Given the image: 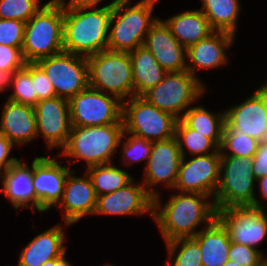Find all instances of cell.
I'll list each match as a JSON object with an SVG mask.
<instances>
[{"mask_svg": "<svg viewBox=\"0 0 267 266\" xmlns=\"http://www.w3.org/2000/svg\"><path fill=\"white\" fill-rule=\"evenodd\" d=\"M217 219L227 229L230 241L258 250L267 236V210L252 206L217 210Z\"/></svg>", "mask_w": 267, "mask_h": 266, "instance_id": "obj_13", "label": "cell"}, {"mask_svg": "<svg viewBox=\"0 0 267 266\" xmlns=\"http://www.w3.org/2000/svg\"><path fill=\"white\" fill-rule=\"evenodd\" d=\"M41 0H0V19L28 22L43 6Z\"/></svg>", "mask_w": 267, "mask_h": 266, "instance_id": "obj_36", "label": "cell"}, {"mask_svg": "<svg viewBox=\"0 0 267 266\" xmlns=\"http://www.w3.org/2000/svg\"><path fill=\"white\" fill-rule=\"evenodd\" d=\"M15 71L0 70V92L6 91L12 84Z\"/></svg>", "mask_w": 267, "mask_h": 266, "instance_id": "obj_43", "label": "cell"}, {"mask_svg": "<svg viewBox=\"0 0 267 266\" xmlns=\"http://www.w3.org/2000/svg\"><path fill=\"white\" fill-rule=\"evenodd\" d=\"M34 109L37 136L43 135L48 149H62L68 142L72 128L69 100L57 96L40 100Z\"/></svg>", "mask_w": 267, "mask_h": 266, "instance_id": "obj_17", "label": "cell"}, {"mask_svg": "<svg viewBox=\"0 0 267 266\" xmlns=\"http://www.w3.org/2000/svg\"><path fill=\"white\" fill-rule=\"evenodd\" d=\"M173 36L186 49L207 38L214 30L200 9L183 11L164 21Z\"/></svg>", "mask_w": 267, "mask_h": 266, "instance_id": "obj_26", "label": "cell"}, {"mask_svg": "<svg viewBox=\"0 0 267 266\" xmlns=\"http://www.w3.org/2000/svg\"><path fill=\"white\" fill-rule=\"evenodd\" d=\"M256 183L259 185V192L264 201L267 202V175L257 179Z\"/></svg>", "mask_w": 267, "mask_h": 266, "instance_id": "obj_44", "label": "cell"}, {"mask_svg": "<svg viewBox=\"0 0 267 266\" xmlns=\"http://www.w3.org/2000/svg\"><path fill=\"white\" fill-rule=\"evenodd\" d=\"M235 35L214 31L207 38L199 40L187 49V70L198 78L197 70L215 69L224 66L229 60L225 52L234 42ZM190 62V63H189Z\"/></svg>", "mask_w": 267, "mask_h": 266, "instance_id": "obj_21", "label": "cell"}, {"mask_svg": "<svg viewBox=\"0 0 267 266\" xmlns=\"http://www.w3.org/2000/svg\"><path fill=\"white\" fill-rule=\"evenodd\" d=\"M223 266H240V265L234 263L232 260H227Z\"/></svg>", "mask_w": 267, "mask_h": 266, "instance_id": "obj_47", "label": "cell"}, {"mask_svg": "<svg viewBox=\"0 0 267 266\" xmlns=\"http://www.w3.org/2000/svg\"><path fill=\"white\" fill-rule=\"evenodd\" d=\"M89 86L121 101L134 96L132 64L129 52L103 50L87 57Z\"/></svg>", "mask_w": 267, "mask_h": 266, "instance_id": "obj_7", "label": "cell"}, {"mask_svg": "<svg viewBox=\"0 0 267 266\" xmlns=\"http://www.w3.org/2000/svg\"><path fill=\"white\" fill-rule=\"evenodd\" d=\"M126 0L103 6H80L64 0L63 50L91 56L107 49L112 8Z\"/></svg>", "mask_w": 267, "mask_h": 266, "instance_id": "obj_2", "label": "cell"}, {"mask_svg": "<svg viewBox=\"0 0 267 266\" xmlns=\"http://www.w3.org/2000/svg\"><path fill=\"white\" fill-rule=\"evenodd\" d=\"M252 171L255 179L267 175V143L259 142L256 154L252 157Z\"/></svg>", "mask_w": 267, "mask_h": 266, "instance_id": "obj_42", "label": "cell"}, {"mask_svg": "<svg viewBox=\"0 0 267 266\" xmlns=\"http://www.w3.org/2000/svg\"><path fill=\"white\" fill-rule=\"evenodd\" d=\"M225 126L233 134H246L267 143V91L260 86L243 102L226 110Z\"/></svg>", "mask_w": 267, "mask_h": 266, "instance_id": "obj_15", "label": "cell"}, {"mask_svg": "<svg viewBox=\"0 0 267 266\" xmlns=\"http://www.w3.org/2000/svg\"><path fill=\"white\" fill-rule=\"evenodd\" d=\"M12 87L13 92L7 100L32 107L37 104L38 97L34 88V80H32L31 76V63H26L24 68L14 72Z\"/></svg>", "mask_w": 267, "mask_h": 266, "instance_id": "obj_34", "label": "cell"}, {"mask_svg": "<svg viewBox=\"0 0 267 266\" xmlns=\"http://www.w3.org/2000/svg\"><path fill=\"white\" fill-rule=\"evenodd\" d=\"M205 91L206 87L201 79L194 77L188 70H184L167 72L163 80L142 97L179 120L191 104L204 95Z\"/></svg>", "mask_w": 267, "mask_h": 266, "instance_id": "obj_8", "label": "cell"}, {"mask_svg": "<svg viewBox=\"0 0 267 266\" xmlns=\"http://www.w3.org/2000/svg\"><path fill=\"white\" fill-rule=\"evenodd\" d=\"M102 266H113V265H111V264H106V265H105V264H104V265H102ZM114 266H115V265H114Z\"/></svg>", "mask_w": 267, "mask_h": 266, "instance_id": "obj_50", "label": "cell"}, {"mask_svg": "<svg viewBox=\"0 0 267 266\" xmlns=\"http://www.w3.org/2000/svg\"><path fill=\"white\" fill-rule=\"evenodd\" d=\"M255 183L252 158L221 155L220 178L213 200L216 209L252 206L267 210V203L255 195Z\"/></svg>", "mask_w": 267, "mask_h": 266, "instance_id": "obj_6", "label": "cell"}, {"mask_svg": "<svg viewBox=\"0 0 267 266\" xmlns=\"http://www.w3.org/2000/svg\"><path fill=\"white\" fill-rule=\"evenodd\" d=\"M54 156H42L32 161V183L36 194V210L47 212L57 206L63 196L71 164L62 166ZM70 170V171H69Z\"/></svg>", "mask_w": 267, "mask_h": 266, "instance_id": "obj_16", "label": "cell"}, {"mask_svg": "<svg viewBox=\"0 0 267 266\" xmlns=\"http://www.w3.org/2000/svg\"><path fill=\"white\" fill-rule=\"evenodd\" d=\"M25 65L22 47L0 44V70L17 71L24 68Z\"/></svg>", "mask_w": 267, "mask_h": 266, "instance_id": "obj_39", "label": "cell"}, {"mask_svg": "<svg viewBox=\"0 0 267 266\" xmlns=\"http://www.w3.org/2000/svg\"><path fill=\"white\" fill-rule=\"evenodd\" d=\"M181 120L191 129L211 138L219 147L225 127V111L211 113L202 106L190 107Z\"/></svg>", "mask_w": 267, "mask_h": 266, "instance_id": "obj_29", "label": "cell"}, {"mask_svg": "<svg viewBox=\"0 0 267 266\" xmlns=\"http://www.w3.org/2000/svg\"><path fill=\"white\" fill-rule=\"evenodd\" d=\"M126 0L112 8L107 49L131 52L144 44L145 37L158 18L152 17L157 0ZM113 25V26H112Z\"/></svg>", "mask_w": 267, "mask_h": 266, "instance_id": "obj_5", "label": "cell"}, {"mask_svg": "<svg viewBox=\"0 0 267 266\" xmlns=\"http://www.w3.org/2000/svg\"><path fill=\"white\" fill-rule=\"evenodd\" d=\"M72 170L65 181L63 196L58 203L57 209L63 208V220L65 226L72 225L85 216L94 215L97 195L92 181L85 172V177H76Z\"/></svg>", "mask_w": 267, "mask_h": 266, "instance_id": "obj_19", "label": "cell"}, {"mask_svg": "<svg viewBox=\"0 0 267 266\" xmlns=\"http://www.w3.org/2000/svg\"><path fill=\"white\" fill-rule=\"evenodd\" d=\"M200 10L208 19L214 31H224L233 35L237 32V19L241 11L239 0H201Z\"/></svg>", "mask_w": 267, "mask_h": 266, "instance_id": "obj_28", "label": "cell"}, {"mask_svg": "<svg viewBox=\"0 0 267 266\" xmlns=\"http://www.w3.org/2000/svg\"><path fill=\"white\" fill-rule=\"evenodd\" d=\"M182 158L175 136L167 140L152 142L151 154L145 164L144 178L141 183L153 199L160 195L154 188L157 184L163 182L165 187L174 189Z\"/></svg>", "mask_w": 267, "mask_h": 266, "instance_id": "obj_12", "label": "cell"}, {"mask_svg": "<svg viewBox=\"0 0 267 266\" xmlns=\"http://www.w3.org/2000/svg\"><path fill=\"white\" fill-rule=\"evenodd\" d=\"M212 197L189 192L172 194L162 205L160 195L153 199V216L165 242L194 237L201 223L209 226L217 218Z\"/></svg>", "mask_w": 267, "mask_h": 266, "instance_id": "obj_1", "label": "cell"}, {"mask_svg": "<svg viewBox=\"0 0 267 266\" xmlns=\"http://www.w3.org/2000/svg\"><path fill=\"white\" fill-rule=\"evenodd\" d=\"M1 181L3 188L0 192L5 194L15 209L31 207L35 211L36 194L32 183V164L29 166L20 159L4 173Z\"/></svg>", "mask_w": 267, "mask_h": 266, "instance_id": "obj_24", "label": "cell"}, {"mask_svg": "<svg viewBox=\"0 0 267 266\" xmlns=\"http://www.w3.org/2000/svg\"><path fill=\"white\" fill-rule=\"evenodd\" d=\"M132 64L134 96H143L147 91L163 80L167 73L149 49L144 45L129 52Z\"/></svg>", "mask_w": 267, "mask_h": 266, "instance_id": "obj_27", "label": "cell"}, {"mask_svg": "<svg viewBox=\"0 0 267 266\" xmlns=\"http://www.w3.org/2000/svg\"><path fill=\"white\" fill-rule=\"evenodd\" d=\"M101 1H103V0H69L68 4L98 7V4H100Z\"/></svg>", "mask_w": 267, "mask_h": 266, "instance_id": "obj_46", "label": "cell"}, {"mask_svg": "<svg viewBox=\"0 0 267 266\" xmlns=\"http://www.w3.org/2000/svg\"><path fill=\"white\" fill-rule=\"evenodd\" d=\"M177 118L158 109L142 96H132L123 102L124 132L149 141H162L175 136Z\"/></svg>", "mask_w": 267, "mask_h": 266, "instance_id": "obj_9", "label": "cell"}, {"mask_svg": "<svg viewBox=\"0 0 267 266\" xmlns=\"http://www.w3.org/2000/svg\"><path fill=\"white\" fill-rule=\"evenodd\" d=\"M191 158L189 161L186 157L182 158L174 189L207 195L214 200L220 178V150Z\"/></svg>", "mask_w": 267, "mask_h": 266, "instance_id": "obj_14", "label": "cell"}, {"mask_svg": "<svg viewBox=\"0 0 267 266\" xmlns=\"http://www.w3.org/2000/svg\"><path fill=\"white\" fill-rule=\"evenodd\" d=\"M25 22L12 19H0V44L10 47H22Z\"/></svg>", "mask_w": 267, "mask_h": 266, "instance_id": "obj_37", "label": "cell"}, {"mask_svg": "<svg viewBox=\"0 0 267 266\" xmlns=\"http://www.w3.org/2000/svg\"><path fill=\"white\" fill-rule=\"evenodd\" d=\"M261 86L267 91V81H265L264 83H262Z\"/></svg>", "mask_w": 267, "mask_h": 266, "instance_id": "obj_49", "label": "cell"}, {"mask_svg": "<svg viewBox=\"0 0 267 266\" xmlns=\"http://www.w3.org/2000/svg\"><path fill=\"white\" fill-rule=\"evenodd\" d=\"M85 172L92 181L97 197L123 188L134 179L113 163L91 166Z\"/></svg>", "mask_w": 267, "mask_h": 266, "instance_id": "obj_30", "label": "cell"}, {"mask_svg": "<svg viewBox=\"0 0 267 266\" xmlns=\"http://www.w3.org/2000/svg\"><path fill=\"white\" fill-rule=\"evenodd\" d=\"M135 179L125 187L97 197L95 215H143L153 216V198L142 183Z\"/></svg>", "mask_w": 267, "mask_h": 266, "instance_id": "obj_18", "label": "cell"}, {"mask_svg": "<svg viewBox=\"0 0 267 266\" xmlns=\"http://www.w3.org/2000/svg\"><path fill=\"white\" fill-rule=\"evenodd\" d=\"M0 133L18 146L38 138L34 107L6 100L1 114Z\"/></svg>", "mask_w": 267, "mask_h": 266, "instance_id": "obj_22", "label": "cell"}, {"mask_svg": "<svg viewBox=\"0 0 267 266\" xmlns=\"http://www.w3.org/2000/svg\"><path fill=\"white\" fill-rule=\"evenodd\" d=\"M143 45L165 71L187 70V49L173 36L163 19L158 18L151 26Z\"/></svg>", "mask_w": 267, "mask_h": 266, "instance_id": "obj_20", "label": "cell"}, {"mask_svg": "<svg viewBox=\"0 0 267 266\" xmlns=\"http://www.w3.org/2000/svg\"><path fill=\"white\" fill-rule=\"evenodd\" d=\"M13 146L15 144L0 133V180L9 168L19 161L16 157H10Z\"/></svg>", "mask_w": 267, "mask_h": 266, "instance_id": "obj_41", "label": "cell"}, {"mask_svg": "<svg viewBox=\"0 0 267 266\" xmlns=\"http://www.w3.org/2000/svg\"><path fill=\"white\" fill-rule=\"evenodd\" d=\"M127 134H129V137ZM124 136H127L125 141H123ZM120 146L123 151L120 158L123 159L122 162L125 161L123 164L129 167V165L131 166L133 163H140L144 160H146L145 163H147L152 150V141L124 132L119 143V147Z\"/></svg>", "mask_w": 267, "mask_h": 266, "instance_id": "obj_35", "label": "cell"}, {"mask_svg": "<svg viewBox=\"0 0 267 266\" xmlns=\"http://www.w3.org/2000/svg\"><path fill=\"white\" fill-rule=\"evenodd\" d=\"M175 137L182 157H186L187 151L191 156L207 155L219 151V146L211 138L189 128L181 119L177 120Z\"/></svg>", "mask_w": 267, "mask_h": 266, "instance_id": "obj_31", "label": "cell"}, {"mask_svg": "<svg viewBox=\"0 0 267 266\" xmlns=\"http://www.w3.org/2000/svg\"><path fill=\"white\" fill-rule=\"evenodd\" d=\"M258 145L257 139L246 134H233L225 126L219 150L221 155L252 158L257 152Z\"/></svg>", "mask_w": 267, "mask_h": 266, "instance_id": "obj_33", "label": "cell"}, {"mask_svg": "<svg viewBox=\"0 0 267 266\" xmlns=\"http://www.w3.org/2000/svg\"><path fill=\"white\" fill-rule=\"evenodd\" d=\"M31 76L32 80H34V88L38 97V102L40 100L56 97L52 83L37 63H31Z\"/></svg>", "mask_w": 267, "mask_h": 266, "instance_id": "obj_40", "label": "cell"}, {"mask_svg": "<svg viewBox=\"0 0 267 266\" xmlns=\"http://www.w3.org/2000/svg\"><path fill=\"white\" fill-rule=\"evenodd\" d=\"M166 247L169 257L165 266H202L201 249L193 237L169 241Z\"/></svg>", "mask_w": 267, "mask_h": 266, "instance_id": "obj_32", "label": "cell"}, {"mask_svg": "<svg viewBox=\"0 0 267 266\" xmlns=\"http://www.w3.org/2000/svg\"><path fill=\"white\" fill-rule=\"evenodd\" d=\"M72 126L123 124V101L88 86L69 99Z\"/></svg>", "mask_w": 267, "mask_h": 266, "instance_id": "obj_10", "label": "cell"}, {"mask_svg": "<svg viewBox=\"0 0 267 266\" xmlns=\"http://www.w3.org/2000/svg\"><path fill=\"white\" fill-rule=\"evenodd\" d=\"M64 0H50L25 23L22 53L36 63L63 52Z\"/></svg>", "mask_w": 267, "mask_h": 266, "instance_id": "obj_3", "label": "cell"}, {"mask_svg": "<svg viewBox=\"0 0 267 266\" xmlns=\"http://www.w3.org/2000/svg\"><path fill=\"white\" fill-rule=\"evenodd\" d=\"M123 133V124L72 126L60 155L67 157L68 162L84 160L87 168L113 163L111 158L117 153Z\"/></svg>", "mask_w": 267, "mask_h": 266, "instance_id": "obj_4", "label": "cell"}, {"mask_svg": "<svg viewBox=\"0 0 267 266\" xmlns=\"http://www.w3.org/2000/svg\"><path fill=\"white\" fill-rule=\"evenodd\" d=\"M256 266H267V256Z\"/></svg>", "mask_w": 267, "mask_h": 266, "instance_id": "obj_48", "label": "cell"}, {"mask_svg": "<svg viewBox=\"0 0 267 266\" xmlns=\"http://www.w3.org/2000/svg\"><path fill=\"white\" fill-rule=\"evenodd\" d=\"M201 249L202 266H223L228 259L231 241L227 229L216 218L193 237Z\"/></svg>", "mask_w": 267, "mask_h": 266, "instance_id": "obj_25", "label": "cell"}, {"mask_svg": "<svg viewBox=\"0 0 267 266\" xmlns=\"http://www.w3.org/2000/svg\"><path fill=\"white\" fill-rule=\"evenodd\" d=\"M65 257L66 255L58 259L46 261L42 266H72Z\"/></svg>", "mask_w": 267, "mask_h": 266, "instance_id": "obj_45", "label": "cell"}, {"mask_svg": "<svg viewBox=\"0 0 267 266\" xmlns=\"http://www.w3.org/2000/svg\"><path fill=\"white\" fill-rule=\"evenodd\" d=\"M263 254L261 250L231 242L228 259L240 266H256L266 257Z\"/></svg>", "mask_w": 267, "mask_h": 266, "instance_id": "obj_38", "label": "cell"}, {"mask_svg": "<svg viewBox=\"0 0 267 266\" xmlns=\"http://www.w3.org/2000/svg\"><path fill=\"white\" fill-rule=\"evenodd\" d=\"M52 83L57 97L70 99L89 86L87 57L61 52L36 62Z\"/></svg>", "mask_w": 267, "mask_h": 266, "instance_id": "obj_11", "label": "cell"}, {"mask_svg": "<svg viewBox=\"0 0 267 266\" xmlns=\"http://www.w3.org/2000/svg\"><path fill=\"white\" fill-rule=\"evenodd\" d=\"M65 233L61 224L36 235L20 252L17 266H42L66 254Z\"/></svg>", "mask_w": 267, "mask_h": 266, "instance_id": "obj_23", "label": "cell"}]
</instances>
